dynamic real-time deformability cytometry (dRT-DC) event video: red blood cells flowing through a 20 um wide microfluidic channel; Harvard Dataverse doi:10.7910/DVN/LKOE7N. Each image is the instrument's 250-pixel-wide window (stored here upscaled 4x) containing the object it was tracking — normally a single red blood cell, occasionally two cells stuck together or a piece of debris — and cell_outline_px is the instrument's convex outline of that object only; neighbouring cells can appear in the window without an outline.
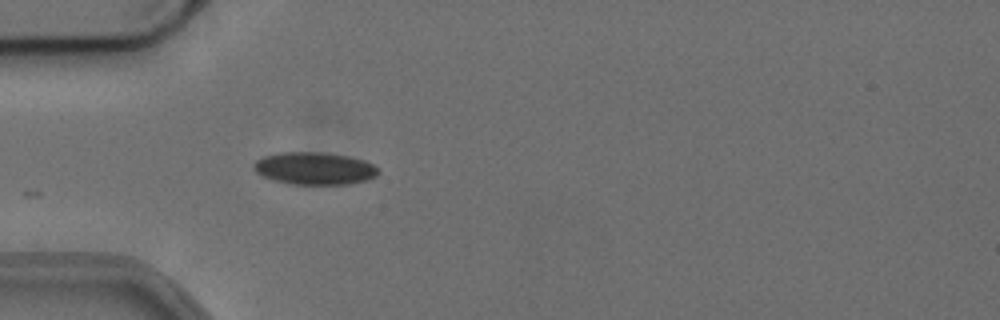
{"species": "common noctule bat (a hibernating species)", "species_latin": "Nyctalus noctula", "temperature_condition": "cold", "stored_images_in_passage": 7, "camera_frame_rate_fps": 3000, "um_per_image_px": 0.085, "animal": {"sex": "female", "body_mass_g": 24.6, "forearm_length_mm": 56.2}, "frame": {"image": 1, "passage_image": 1, "time_ms": 0.0, "image_size_px": [1000, 320], "cell_outline_px": [[380, 172], [376, 176], [368, 180], [348, 184], [292, 184], [272, 180], [260, 176], [252, 168], [252, 164], [256, 160], [264, 156], [280, 152], [324, 152], [348, 156], [364, 160], [376, 164], [380, 168]], "centroid_in_image_um": [26.75, 14.31], "position_along_channel_um": 58.3, "area_um2": 23.99}}